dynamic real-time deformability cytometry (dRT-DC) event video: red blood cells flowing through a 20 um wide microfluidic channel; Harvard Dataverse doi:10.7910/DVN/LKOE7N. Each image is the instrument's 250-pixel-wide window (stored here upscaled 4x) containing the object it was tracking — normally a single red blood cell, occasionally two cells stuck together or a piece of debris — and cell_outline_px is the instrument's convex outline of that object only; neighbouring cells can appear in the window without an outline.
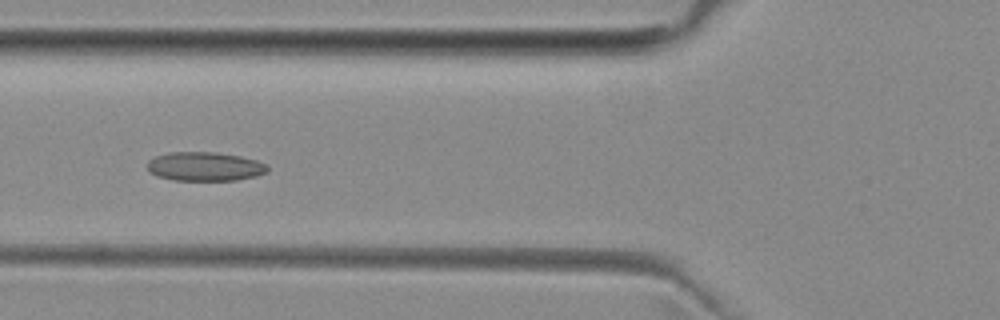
{"species": "common noctule bat (a hibernating species)", "species_latin": "Nyctalus noctula", "temperature_condition": "room temperature", "stored_images_in_passage": 4, "camera_frame_rate_fps": 3000, "um_per_image_px": 0.085, "animal": {"sex": "female", "body_mass_g": 29.2, "forearm_length_mm": 56.3}, "frame": {"image": 1, "passage_image": 4, "time_ms": 4.333, "image_size_px": [1000, 320], "cell_outline_px": [[268, 172], [256, 176], [236, 180], [172, 180], [156, 176], [148, 168], [148, 160], [156, 156], [168, 152], [216, 152], [240, 156], [256, 160], [268, 164]], "centroid_in_image_um": [17.43, 14.15], "position_along_channel_um": 108.4, "area_um2": 20.35}}